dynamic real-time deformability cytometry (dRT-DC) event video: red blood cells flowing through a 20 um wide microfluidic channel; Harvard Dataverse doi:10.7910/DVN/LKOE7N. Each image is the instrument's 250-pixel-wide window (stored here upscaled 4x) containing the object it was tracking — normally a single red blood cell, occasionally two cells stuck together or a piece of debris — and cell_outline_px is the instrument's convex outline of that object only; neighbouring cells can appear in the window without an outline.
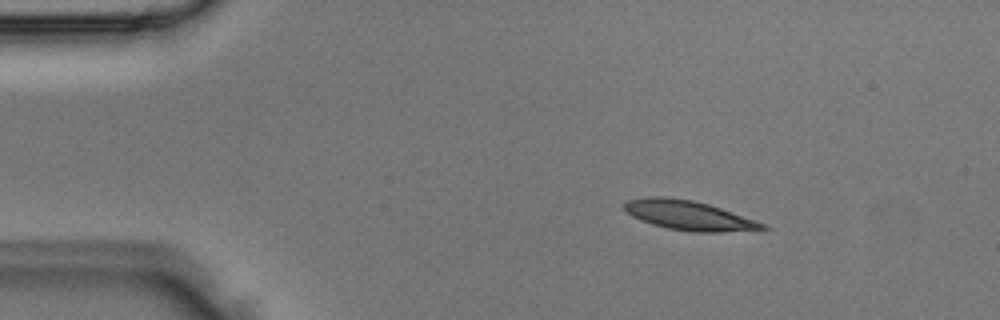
{"species": "Egyptian fruit bat (a non-hibernating species)", "species_latin": "Rousettus aegyptiacus", "temperature_condition": "room temperature", "stored_images_in_passage": 2, "camera_frame_rate_fps": 3000, "um_per_image_px": 0.085, "animal": {"sex": "male"}, "frame": {"image": 1, "passage_image": 1, "time_ms": 0.0, "image_size_px": [1000, 320], "cell_outline_px": [[768, 228], [720, 232], [692, 232], [668, 228], [652, 224], [640, 220], [632, 216], [624, 208], [624, 204], [628, 200], [648, 196], [668, 196], [692, 200], [708, 204], [720, 208], [764, 224]], "centroid_in_image_um": [58.46, 18.29], "position_along_channel_um": 26.5, "area_um2": 23.29}}